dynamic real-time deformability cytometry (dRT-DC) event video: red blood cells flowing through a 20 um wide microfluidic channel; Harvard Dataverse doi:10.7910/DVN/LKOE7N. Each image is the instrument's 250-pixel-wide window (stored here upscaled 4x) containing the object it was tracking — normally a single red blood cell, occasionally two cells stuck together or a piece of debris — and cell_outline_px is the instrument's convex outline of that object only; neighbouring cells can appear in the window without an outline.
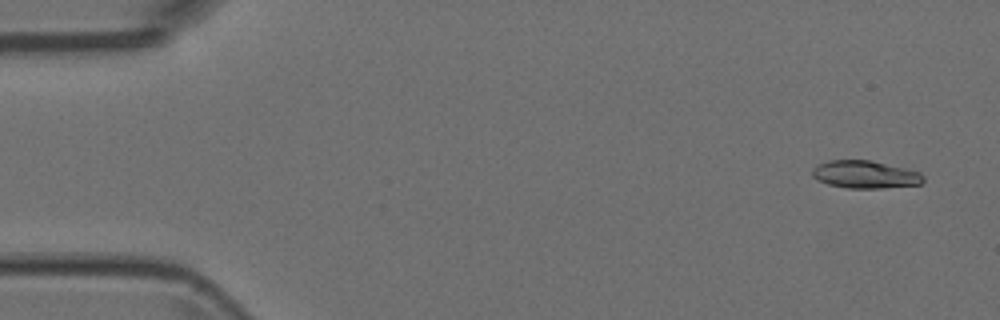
{"species": "Egyptian fruit bat (a non-hibernating species)", "species_latin": "Rousettus aegyptiacus", "temperature_condition": "room temperature", "stored_images_in_passage": 4, "camera_frame_rate_fps": 3000, "um_per_image_px": 0.085, "animal": {"sex": "female"}, "frame": {"image": 1, "passage_image": 1, "time_ms": 0.0, "image_size_px": [1000, 320], "cell_outline_px": [[924, 180], [920, 184], [880, 188], [848, 188], [828, 184], [812, 176], [812, 168], [828, 160], [872, 160], [920, 172], [924, 176]], "centroid_in_image_um": [73.54, 14.82], "position_along_channel_um": 11.5, "area_um2": 17.74}}